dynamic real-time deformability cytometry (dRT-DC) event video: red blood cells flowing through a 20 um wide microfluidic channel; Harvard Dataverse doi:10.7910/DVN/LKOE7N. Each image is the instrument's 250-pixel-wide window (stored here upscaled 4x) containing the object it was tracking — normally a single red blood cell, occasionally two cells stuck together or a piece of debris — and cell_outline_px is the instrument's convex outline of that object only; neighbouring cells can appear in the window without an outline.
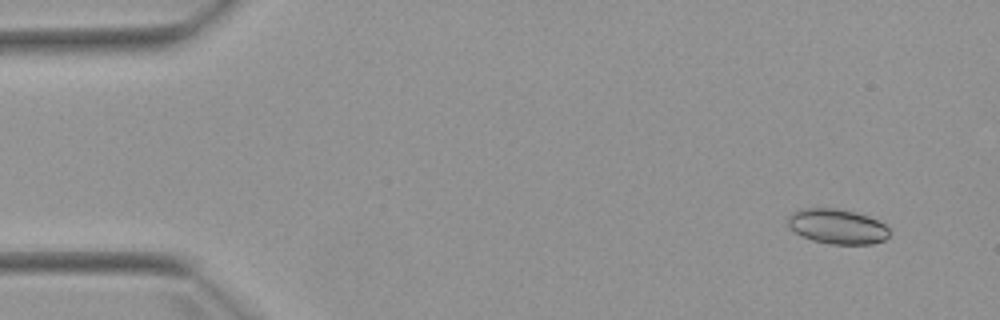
{"species": "Egyptian fruit bat (a non-hibernating species)", "species_latin": "Rousettus aegyptiacus", "temperature_condition": "warm", "stored_images_in_passage": 5, "camera_frame_rate_fps": 3000, "um_per_image_px": 0.085, "animal": {"sex": "female"}, "frame": {"image": 1, "passage_image": 1, "time_ms": 0.0, "image_size_px": [1000, 320], "cell_outline_px": [[888, 236], [884, 240], [872, 244], [832, 244], [812, 240], [796, 232], [788, 224], [788, 216], [792, 212], [800, 208], [840, 208], [856, 212], [868, 216], [884, 224], [888, 228]], "centroid_in_image_um": [71.16, 19.23], "position_along_channel_um": 13.8, "area_um2": 20.58}}